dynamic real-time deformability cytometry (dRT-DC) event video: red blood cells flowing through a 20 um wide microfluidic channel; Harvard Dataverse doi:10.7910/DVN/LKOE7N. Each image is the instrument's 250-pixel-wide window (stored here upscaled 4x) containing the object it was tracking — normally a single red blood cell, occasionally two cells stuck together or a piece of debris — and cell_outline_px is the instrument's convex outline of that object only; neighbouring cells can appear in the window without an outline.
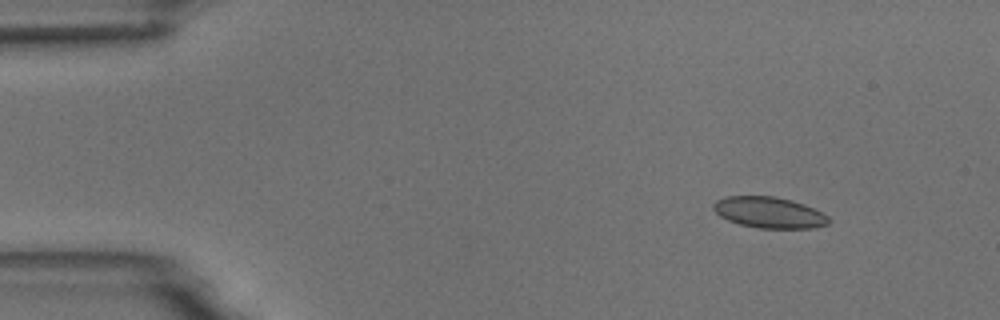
{"species": "common noctule bat (a hibernating species)", "species_latin": "Nyctalus noctula", "temperature_condition": "room temperature", "stored_images_in_passage": 10, "camera_frame_rate_fps": 3000, "um_per_image_px": 0.085, "animal": {"sex": "male", "body_mass_g": 18.8}, "frame": {"image": 1, "passage_image": 2, "time_ms": 1.0, "image_size_px": [1000, 320], "cell_outline_px": [[832, 220], [828, 224], [812, 228], [760, 228], [740, 224], [728, 220], [720, 216], [712, 208], [712, 204], [716, 200], [728, 196], [776, 196], [792, 200], [804, 204], [828, 216]], "centroid_in_image_um": [65.37, 18.06], "position_along_channel_um": 19.6, "area_um2": 20.87}}
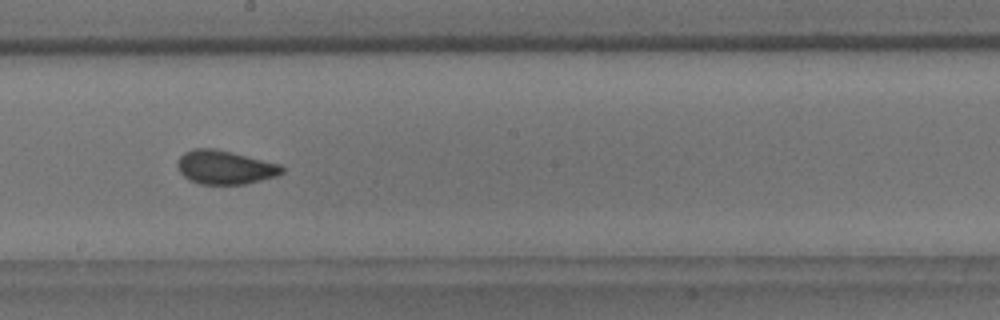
{"frame": {"image": 2, "passage_image": 9, "time_ms": 9.0, "image_size_px": [1000, 320], "cell_outline_px": [[284, 172], [276, 176], [244, 184], [200, 184], [188, 180], [180, 172], [176, 164], [180, 156], [184, 152], [192, 148], [216, 148], [280, 164], [284, 168]], "centroid_in_image_um": [19.09, 14.21], "position_along_channel_um": 229.1, "area_um2": 20.63}}
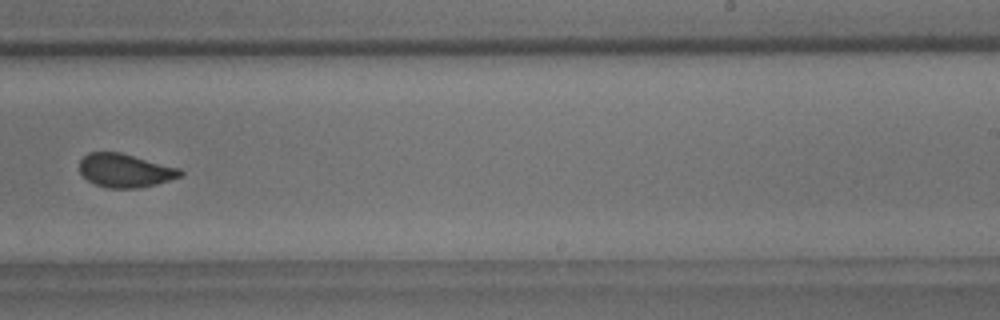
{"frame": {"image": 3, "passage_image": 10, "time_ms": 10.333, "image_size_px": [1000, 320], "cell_outline_px": [[184, 172], [180, 176], [156, 184], [136, 188], [108, 188], [96, 184], [88, 180], [80, 172], [80, 160], [88, 152], [120, 152], [180, 168]], "centroid_in_image_um": [10.63, 14.48], "position_along_channel_um": 278.4, "area_um2": 19.54}}